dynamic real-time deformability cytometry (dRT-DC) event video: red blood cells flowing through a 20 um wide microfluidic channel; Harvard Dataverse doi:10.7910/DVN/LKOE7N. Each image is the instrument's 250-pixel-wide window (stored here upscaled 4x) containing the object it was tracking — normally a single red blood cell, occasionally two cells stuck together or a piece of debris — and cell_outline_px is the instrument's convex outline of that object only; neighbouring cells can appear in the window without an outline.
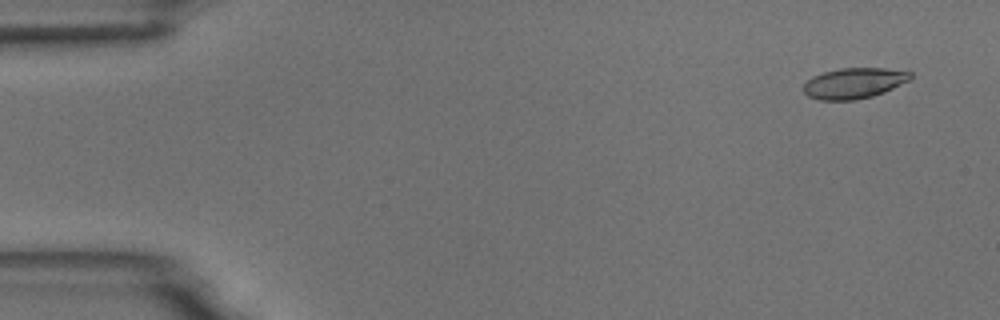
{"species": "common noctule bat (a hibernating species)", "species_latin": "Nyctalus noctula", "temperature_condition": "room temperature", "stored_images_in_passage": 55, "camera_frame_rate_fps": 3000, "um_per_image_px": 0.085, "animal": {"sex": "male", "body_mass_g": 18.8}, "frame": {"image": 1, "passage_image": 4, "time_ms": 1.0, "image_size_px": [1000, 320], "cell_outline_px": [[912, 76], [908, 80], [884, 92], [872, 96], [856, 100], [820, 100], [808, 96], [804, 92], [804, 84], [812, 76], [824, 72], [840, 68], [884, 68], [912, 72]], "centroid_in_image_um": [72.57, 7.07], "position_along_channel_um": 12.4, "area_um2": 18.96}}
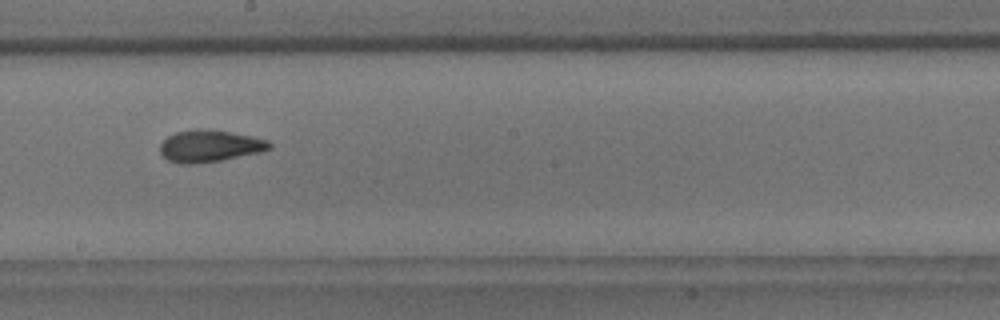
{"frame": {"image": 2, "passage_image": 31, "time_ms": 10.0, "image_size_px": [1000, 320], "cell_outline_px": [[272, 148], [260, 152], [220, 160], [196, 164], [180, 164], [168, 160], [160, 152], [160, 144], [168, 136], [176, 132], [200, 128], [228, 132], [252, 136], [268, 140], [272, 144]], "centroid_in_image_um": [17.82, 12.41], "position_along_channel_um": 230.4, "area_um2": 20.23}}
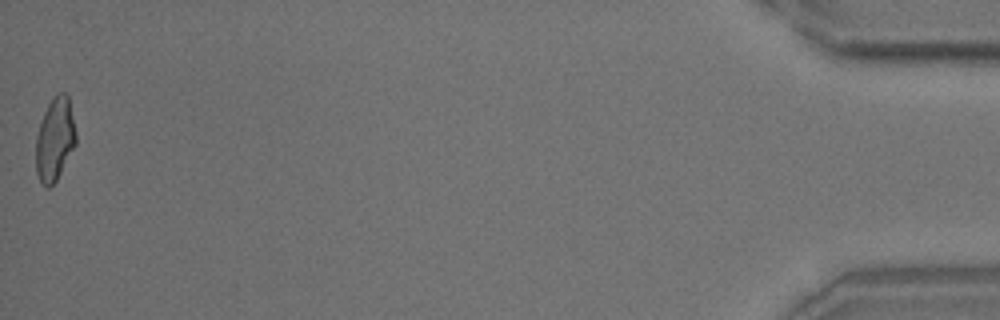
{"frame": {"image": 3, "passage_image": 55, "time_ms": 18.0, "image_size_px": [1000, 320], "cell_outline_px": [[76, 144], [56, 180], [48, 188], [44, 188], [36, 172], [36, 136], [44, 112], [48, 104], [60, 92], [64, 92], [68, 96], [76, 132]], "centroid_in_image_um": [4.66, 11.86], "position_along_channel_um": 430.5, "area_um2": 19.13}, "authors_computed_cell_mechanics": {"area_um2": 19.652, "velocity_mm_per_s": 3.7294, "shape_relaxation_time_tau1_ms": 6.697, "shape_relaxation_time_tau2_ms": 1.8908, "deformation_change_tau1": 0.1689, "deformation_change_tau2": 0.0829}}